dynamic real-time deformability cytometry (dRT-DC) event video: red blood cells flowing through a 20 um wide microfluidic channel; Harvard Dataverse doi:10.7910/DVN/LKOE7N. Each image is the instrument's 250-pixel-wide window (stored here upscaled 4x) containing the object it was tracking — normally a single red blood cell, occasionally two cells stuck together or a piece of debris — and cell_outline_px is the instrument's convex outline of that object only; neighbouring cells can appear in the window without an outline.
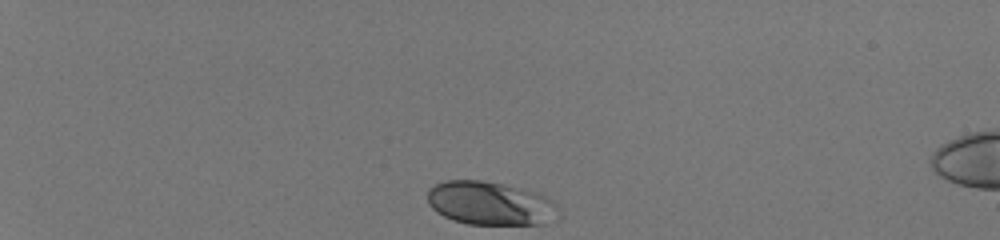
{"species": "human", "species_latin": "Homo sapiens", "temperature_condition": "room temperature", "stored_images_in_passage": 36, "camera_frame_rate_fps": 3000, "um_per_image_px": 0.085, "donor": {"sex": "male"}, "frame": {"image": 1, "passage_image": 1, "time_ms": 0.0, "image_size_px": [1000, 240], "cell_outline_px": [[560, 220], [548, 224], [468, 224], [452, 220], [436, 212], [428, 204], [428, 188], [444, 180], [480, 180], [540, 192], [552, 200], [556, 204], [560, 216]], "centroid_in_image_um": [41.73, 17.3], "position_along_channel_um": 43.3, "area_um2": 33.76}}
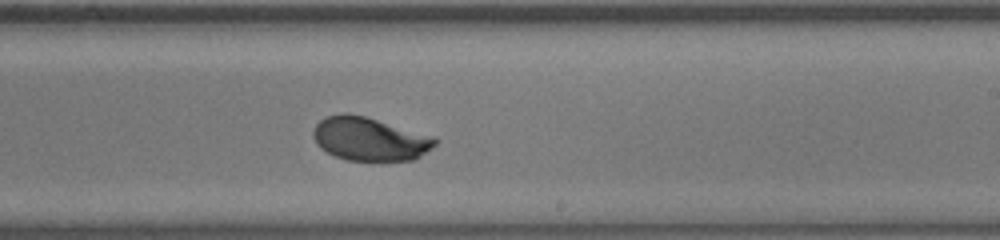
{"frame": {"image": 2, "passage_image": 23, "time_ms": 7.333, "image_size_px": [1000, 240], "cell_outline_px": [[436, 144], [416, 160], [348, 160], [336, 156], [320, 148], [316, 144], [312, 136], [312, 132], [316, 124], [320, 120], [328, 116], [344, 112], [348, 112], [364, 116], [436, 136]], "centroid_in_image_um": [31.42, 11.8], "position_along_channel_um": 257.6, "area_um2": 30.92}}
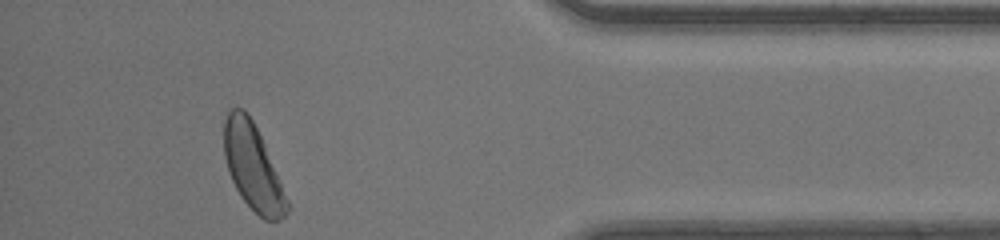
{"frame": {"image": 3, "passage_image": 36, "time_ms": 11.667, "image_size_px": [1000, 240], "cell_outline_px": [[292, 208], [284, 216], [276, 220], [264, 220], [240, 196], [232, 180], [224, 156], [224, 120], [228, 112], [232, 108], [244, 108], [252, 120], [264, 144]], "centroid_in_image_um": [21.49, 14.21], "position_along_channel_um": 413.7, "area_um2": 31.04}, "authors_computed_cell_mechanics": {"area_um2": 31.0386, "velocity_mm_per_s": 4.1471, "shape_relaxation_time_tau1_ms": 2.5998, "shape_relaxation_time_tau2_ms": null, "deformation_change_tau1": 0.1264, "deformation_change_tau2": null}}